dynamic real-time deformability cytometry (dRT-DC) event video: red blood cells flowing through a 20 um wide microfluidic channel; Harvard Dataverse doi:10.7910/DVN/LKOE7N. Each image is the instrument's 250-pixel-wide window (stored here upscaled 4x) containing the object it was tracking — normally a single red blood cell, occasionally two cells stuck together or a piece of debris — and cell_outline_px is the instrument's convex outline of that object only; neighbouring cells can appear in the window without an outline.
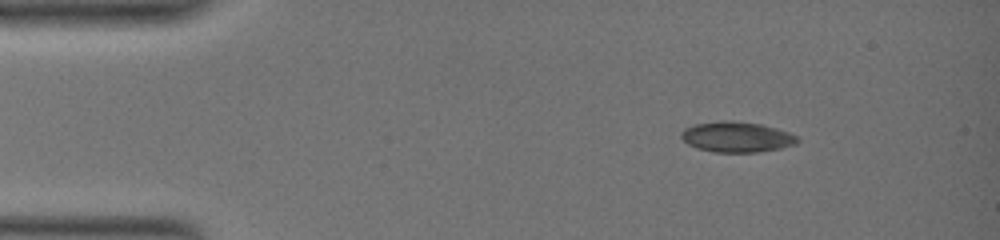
{"species": "common noctule bat (a hibernating species)", "species_latin": "Nyctalus noctula", "temperature_condition": "warm", "stored_images_in_passage": 9, "camera_frame_rate_fps": 3000, "um_per_image_px": 0.085, "animal": {"sex": "female", "body_mass_g": 19.0, "forearm_length_mm": 51.5}, "frame": {"image": 1, "passage_image": 1, "time_ms": 0.0, "image_size_px": [1000, 240], "cell_outline_px": [[800, 140], [796, 144], [780, 148], [756, 152], [716, 152], [696, 148], [688, 144], [680, 136], [680, 132], [684, 128], [696, 124], [724, 120], [732, 120], [760, 124], [776, 128], [788, 132], [796, 136]], "centroid_in_image_um": [62.6, 11.64], "position_along_channel_um": 22.4, "area_um2": 20.58}}
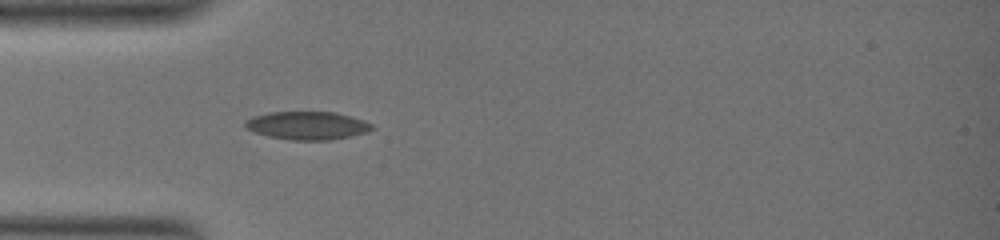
{"frame": {"image": 2, "passage_image": 6, "time_ms": 3.667, "image_size_px": [1000, 240], "cell_outline_px": [[372, 128], [368, 132], [328, 140], [292, 140], [268, 136], [256, 132], [248, 128], [244, 124], [252, 116], [268, 112], [332, 112], [364, 120], [372, 124]], "centroid_in_image_um": [26.11, 10.67], "position_along_channel_um": 58.9, "area_um2": 20.4}}